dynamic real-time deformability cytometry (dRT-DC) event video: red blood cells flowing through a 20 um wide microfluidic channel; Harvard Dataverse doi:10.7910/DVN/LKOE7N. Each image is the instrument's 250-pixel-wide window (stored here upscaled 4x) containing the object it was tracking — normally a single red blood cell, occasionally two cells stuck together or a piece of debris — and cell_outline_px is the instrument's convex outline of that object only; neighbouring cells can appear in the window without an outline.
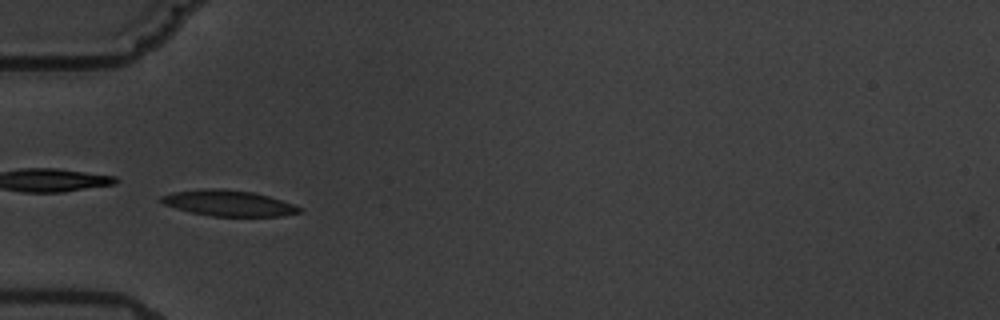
{"species": "common noctule bat (a hibernating species)", "species_latin": "Nyctalus noctula", "temperature_condition": "warm", "stored_images_in_passage": 6, "camera_frame_rate_fps": 3000, "um_per_image_px": 0.085, "animal": {"sex": "male", "body_mass_g": 19.5, "forearm_length_mm": 54.6}, "frame": {"image": 1, "passage_image": 5, "time_ms": 5.667, "image_size_px": [1000, 320], "cell_outline_px": [[304, 208], [300, 212], [284, 216], [212, 216], [192, 212], [176, 208], [164, 204], [160, 200], [160, 196], [172, 192], [204, 188], [224, 188], [252, 192], [268, 196]], "centroid_in_image_um": [19.42, 17.26], "position_along_channel_um": 65.6, "area_um2": 20.75}}